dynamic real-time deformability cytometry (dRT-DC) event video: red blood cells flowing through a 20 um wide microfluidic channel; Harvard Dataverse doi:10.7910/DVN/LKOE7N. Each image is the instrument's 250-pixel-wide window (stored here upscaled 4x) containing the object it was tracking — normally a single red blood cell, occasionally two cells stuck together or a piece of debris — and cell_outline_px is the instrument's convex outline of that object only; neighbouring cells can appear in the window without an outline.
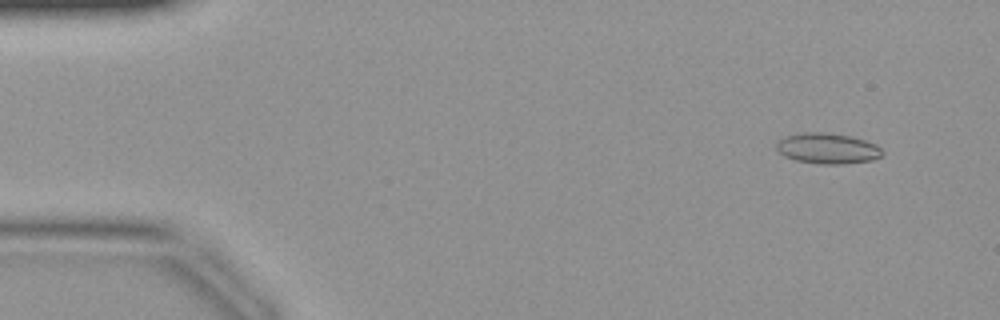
{"species": "common noctule bat (a hibernating species)", "species_latin": "Nyctalus noctula", "temperature_condition": "warm", "stored_images_in_passage": 27, "camera_frame_rate_fps": 3000, "um_per_image_px": 0.085, "animal": {"sex": "female", "body_mass_g": 19.9}, "frame": {"image": 1, "passage_image": 4, "time_ms": 1.0, "image_size_px": [1000, 320], "cell_outline_px": [[884, 152], [880, 156], [872, 160], [840, 164], [820, 164], [796, 160], [784, 156], [776, 148], [776, 144], [784, 136], [804, 132], [828, 132], [852, 136], [876, 144]], "centroid_in_image_um": [70.34, 12.6], "position_along_channel_um": 14.7, "area_um2": 18.9}}
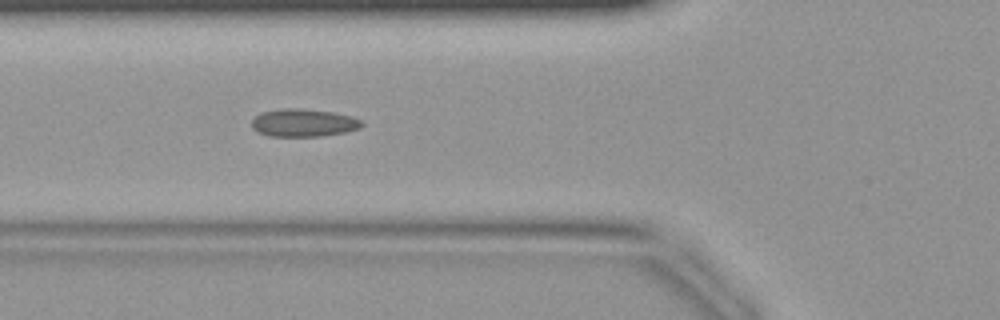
{"frame": {"image": 2, "passage_image": 16, "time_ms": 5.0, "image_size_px": [1000, 320], "cell_outline_px": [[364, 124], [360, 128], [344, 132], [324, 136], [268, 136], [252, 128], [252, 120], [260, 112], [284, 108], [296, 108], [332, 112], [352, 116], [360, 120]], "centroid_in_image_um": [25.8, 10.44], "position_along_channel_um": 100.0, "area_um2": 17.74}}
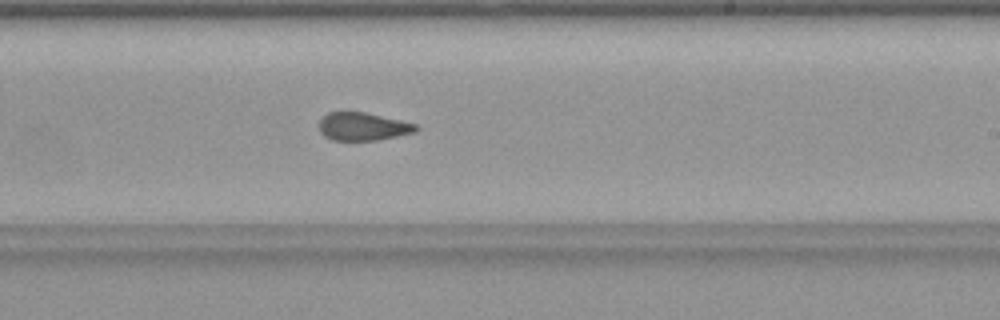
{"frame": {"image": 3, "passage_image": 26, "time_ms": 8.333, "image_size_px": [1000, 320], "cell_outline_px": [[420, 128], [416, 132], [376, 140], [332, 140], [324, 136], [320, 132], [320, 120], [328, 112], [364, 112], [400, 120], [416, 124]], "centroid_in_image_um": [30.85, 10.76], "position_along_channel_um": 258.1, "area_um2": 15.66}}